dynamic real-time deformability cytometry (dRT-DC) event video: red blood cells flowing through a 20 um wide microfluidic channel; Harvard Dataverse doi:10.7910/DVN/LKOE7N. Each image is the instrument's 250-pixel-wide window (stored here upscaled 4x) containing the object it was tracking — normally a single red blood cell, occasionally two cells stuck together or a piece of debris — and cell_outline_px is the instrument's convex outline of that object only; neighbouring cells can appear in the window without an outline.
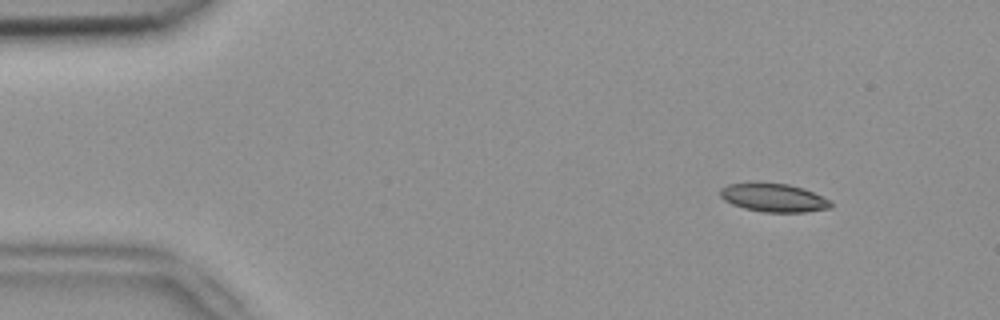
{"species": "common noctule bat (a hibernating species)", "species_latin": "Nyctalus noctula", "temperature_condition": "room temperature", "stored_images_in_passage": 8, "camera_frame_rate_fps": 3000, "um_per_image_px": 0.085, "animal": {"sex": "female", "body_mass_g": 18.4}, "frame": {"image": 1, "passage_image": 1, "time_ms": 0.0, "image_size_px": [1000, 320], "cell_outline_px": [[832, 208], [804, 212], [764, 212], [744, 208], [732, 204], [724, 200], [720, 196], [720, 188], [728, 184], [748, 180], [756, 180], [788, 184], [804, 188], [832, 200]], "centroid_in_image_um": [65.73, 16.76], "position_along_channel_um": 19.3, "area_um2": 19.07}}
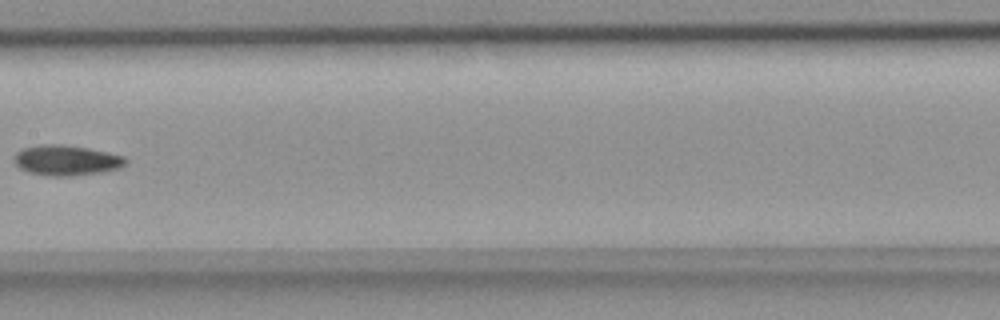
{"frame": {"image": 2, "passage_image": 7, "time_ms": 2.0, "image_size_px": [1000, 320], "cell_outline_px": [[128, 160], [120, 168], [100, 172], [72, 176], [48, 176], [28, 172], [20, 168], [16, 164], [12, 156], [20, 148], [40, 144], [64, 144], [88, 148], [108, 152], [124, 156]], "centroid_in_image_um": [5.6, 13.61], "position_along_channel_um": 201.8, "area_um2": 19.94}}
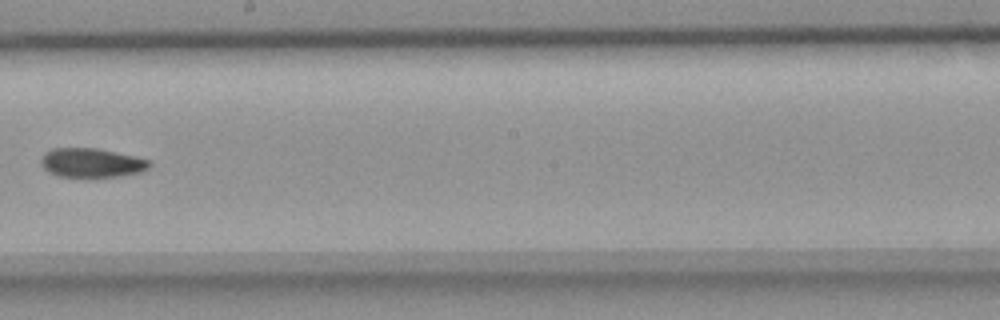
{"frame": {"image": 3, "passage_image": 8, "time_ms": 2.333, "image_size_px": [1000, 320], "cell_outline_px": [[152, 164], [148, 168], [140, 172], [116, 176], [88, 180], [56, 176], [48, 172], [40, 164], [40, 160], [44, 152], [52, 148], [96, 148], [152, 160]], "centroid_in_image_um": [7.74, 13.88], "position_along_channel_um": 240.5, "area_um2": 19.19}}